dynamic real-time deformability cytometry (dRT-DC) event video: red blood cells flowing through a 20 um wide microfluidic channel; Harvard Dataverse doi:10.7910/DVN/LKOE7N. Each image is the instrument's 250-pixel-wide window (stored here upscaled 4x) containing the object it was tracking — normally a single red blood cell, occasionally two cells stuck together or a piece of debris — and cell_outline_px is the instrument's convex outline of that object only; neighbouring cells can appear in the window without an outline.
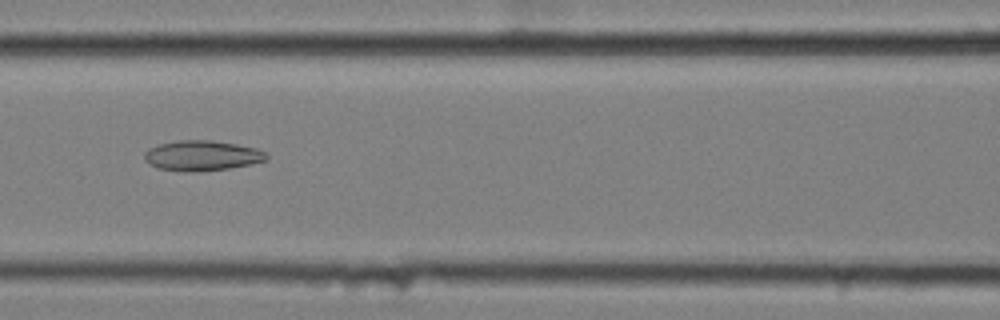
{"species": "common noctule bat (a hibernating species)", "species_latin": "Nyctalus noctula", "temperature_condition": "cold", "stored_images_in_passage": 58, "camera_frame_rate_fps": 3000, "um_per_image_px": 0.085, "animal": {"sex": "female", "body_mass_g": 25.1}, "frame": {"image": 1, "passage_image": 26, "time_ms": 8.333, "image_size_px": [1000, 320], "cell_outline_px": [[268, 160], [228, 168], [196, 172], [160, 168], [148, 164], [144, 160], [144, 152], [148, 148], [160, 144], [180, 140], [212, 140], [236, 144], [256, 148], [264, 152], [268, 156]], "centroid_in_image_um": [17.15, 13.22], "position_along_channel_um": 149.5, "area_um2": 21.27}}
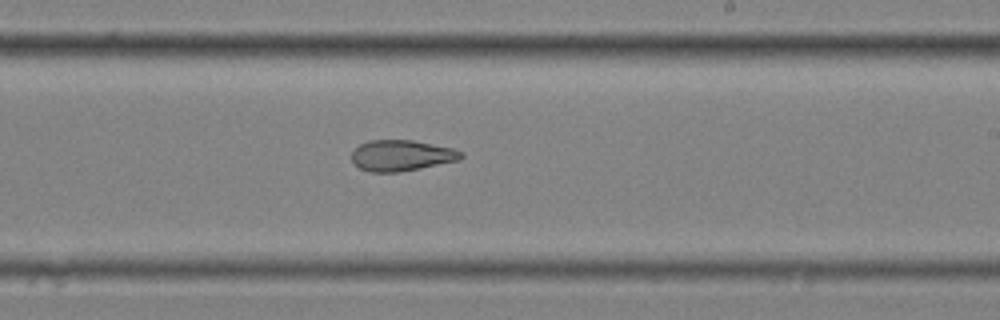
{"frame": {"image": 2, "passage_image": 35, "time_ms": 11.333, "image_size_px": [1000, 320], "cell_outline_px": [[464, 156], [460, 160], [400, 172], [372, 172], [360, 168], [352, 160], [352, 152], [360, 144], [368, 140], [412, 140], [452, 148], [464, 152]], "centroid_in_image_um": [34.15, 13.21], "position_along_channel_um": 254.9, "area_um2": 19.65}}
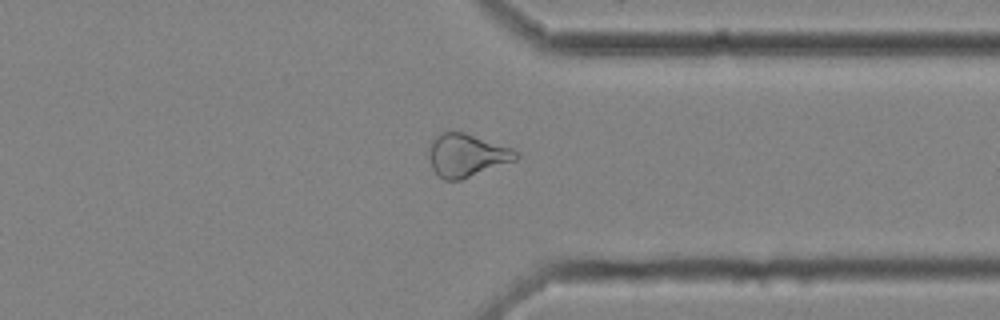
{"frame": {"image": 3, "passage_image": 45, "time_ms": 14.667, "image_size_px": [1000, 320], "cell_outline_px": [[520, 156], [516, 160], [460, 180], [444, 180], [432, 168], [428, 156], [428, 152], [432, 140], [440, 132], [464, 132], [512, 148]], "centroid_in_image_um": [39.65, 13.19], "position_along_channel_um": 371.7, "area_um2": 21.62}, "authors_computed_cell_mechanics": {"area_um2": 24.565, "velocity_mm_per_s": 3.5287, "shape_relaxation_time_tau1_ms": null, "shape_relaxation_time_tau2_ms": 3.8613, "deformation_change_tau1": null, "deformation_change_tau2": 0.1182}}